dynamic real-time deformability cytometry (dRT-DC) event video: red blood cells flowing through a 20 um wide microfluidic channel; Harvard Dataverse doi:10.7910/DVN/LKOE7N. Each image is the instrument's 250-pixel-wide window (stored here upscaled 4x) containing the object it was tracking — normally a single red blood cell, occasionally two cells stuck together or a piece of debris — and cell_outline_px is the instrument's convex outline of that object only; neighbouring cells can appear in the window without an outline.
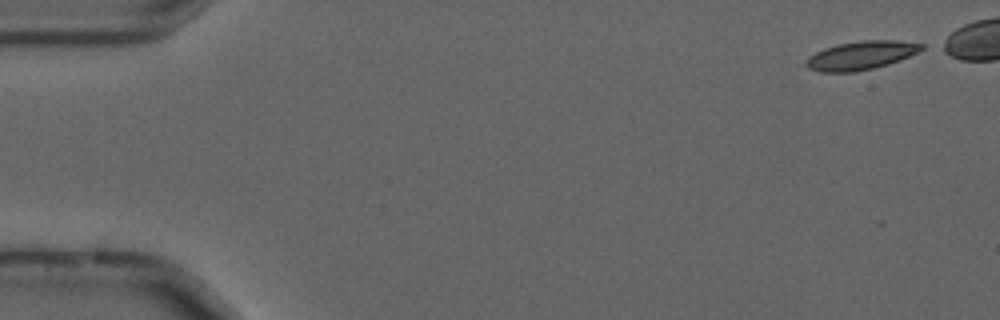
{"species": "common noctule bat (a hibernating species)", "species_latin": "Nyctalus noctula", "temperature_condition": "cold", "stored_images_in_passage": 46, "camera_frame_rate_fps": 3000, "um_per_image_px": 0.085, "animal": {"sex": "male", "forearm_length_mm": 52.5}, "frame": {"image": 1, "passage_image": 1, "time_ms": 0.0, "image_size_px": [1000, 320], "cell_outline_px": [[928, 48], [920, 52], [900, 60], [888, 64], [856, 72], [820, 72], [808, 68], [804, 64], [808, 56], [824, 48], [840, 44], [860, 40], [896, 40], [924, 44]], "centroid_in_image_um": [73.23, 4.7], "position_along_channel_um": 11.8, "area_um2": 19.42}}
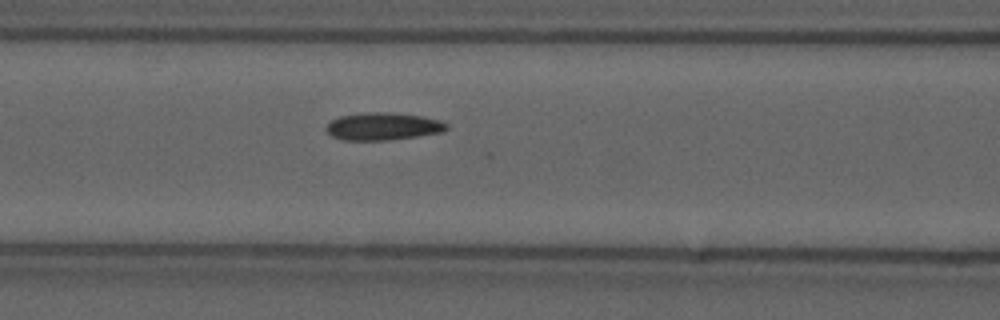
{"frame": {"image": 2, "passage_image": 21, "time_ms": 6.667, "image_size_px": [1000, 320], "cell_outline_px": [[448, 128], [444, 132], [388, 140], [344, 140], [332, 136], [324, 128], [332, 120], [340, 116], [368, 112], [388, 112], [424, 116], [440, 120], [448, 124]], "centroid_in_image_um": [32.58, 10.74], "position_along_channel_um": 134.0, "area_um2": 19.31}}
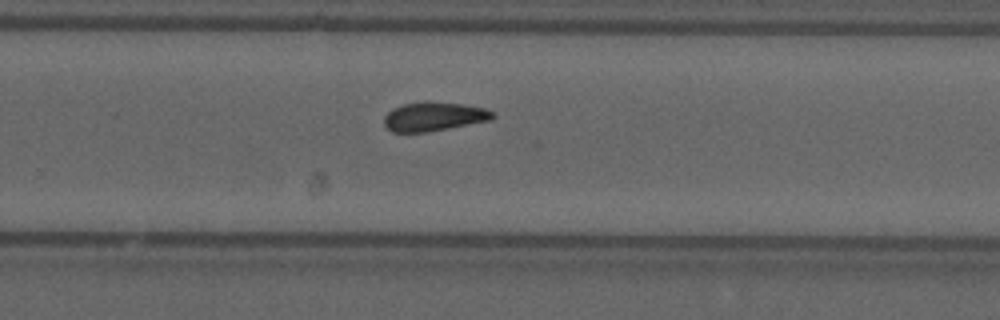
{"frame": {"image": 3, "passage_image": 34, "time_ms": 11.0, "image_size_px": [1000, 320], "cell_outline_px": [[496, 116], [492, 120], [428, 132], [392, 132], [384, 124], [384, 116], [392, 108], [404, 104], [464, 104], [484, 108], [492, 112]], "centroid_in_image_um": [36.89, 9.95], "position_along_channel_um": 292.9, "area_um2": 17.69}, "authors_computed_cell_mechanics": {"area_um2": 18.7272, "velocity_mm_per_s": 3.686, "shape_relaxation_time_tau1_ms": null, "shape_relaxation_time_tau2_ms": 3.7049, "deformation_change_tau1": null, "deformation_change_tau2": 0.0813}}